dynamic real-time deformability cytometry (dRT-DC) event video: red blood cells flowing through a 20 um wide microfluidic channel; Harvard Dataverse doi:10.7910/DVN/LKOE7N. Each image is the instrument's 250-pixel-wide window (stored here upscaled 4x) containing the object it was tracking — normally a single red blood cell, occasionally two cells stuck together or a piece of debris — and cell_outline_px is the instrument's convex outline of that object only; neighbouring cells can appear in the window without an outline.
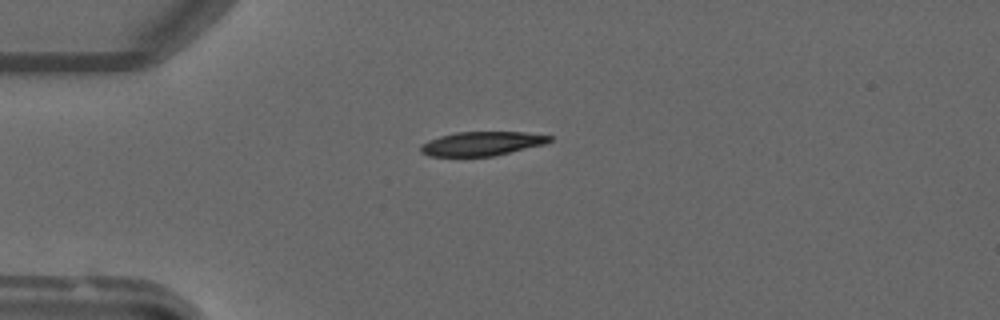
{"species": "common noctule bat (a hibernating species)", "species_latin": "Nyctalus noctula", "temperature_condition": "warm", "stored_images_in_passage": 49, "camera_frame_rate_fps": 3000, "um_per_image_px": 0.085, "animal": {"sex": "male", "forearm_length_mm": 52.5}, "frame": {"image": 1, "passage_image": 13, "time_ms": 4.0, "image_size_px": [1000, 320], "cell_outline_px": [[552, 140], [544, 144], [492, 156], [428, 156], [420, 152], [420, 144], [428, 140], [440, 136], [456, 132], [524, 132], [552, 136]], "centroid_in_image_um": [40.91, 12.2], "position_along_channel_um": 44.1, "area_um2": 17.98}}
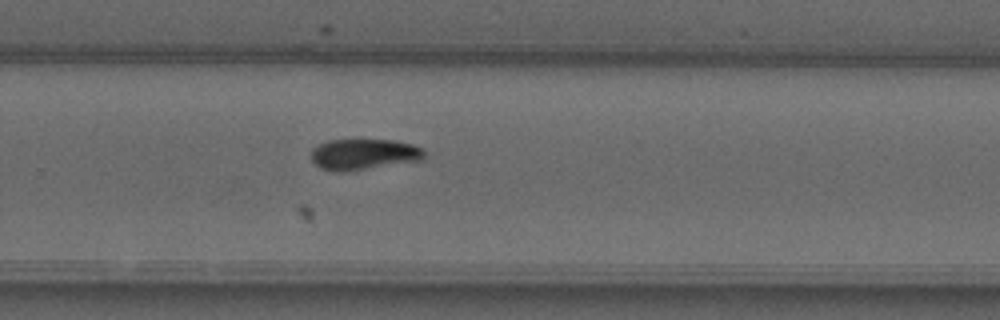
{"frame": {"image": 2, "passage_image": 33, "time_ms": 10.667, "image_size_px": [1000, 320], "cell_outline_px": [[424, 160], [344, 172], [336, 172], [320, 168], [312, 160], [312, 148], [328, 140], [360, 136], [396, 140], [412, 144], [424, 148]], "centroid_in_image_um": [30.94, 13.06], "position_along_channel_um": 298.9, "area_um2": 21.5}}
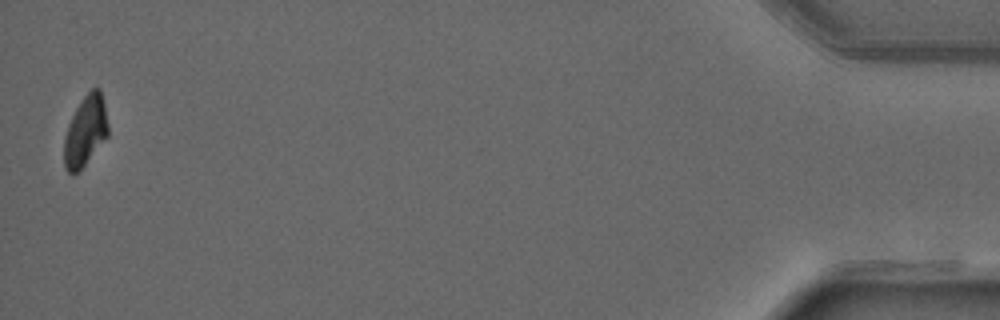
{"frame": {"image": 3, "passage_image": 49, "time_ms": 16.0, "image_size_px": [1000, 320], "cell_outline_px": [[108, 136], [84, 164], [76, 172], [68, 172], [64, 168], [64, 140], [68, 124], [76, 108], [84, 96], [92, 88], [100, 88], [104, 104], [108, 124]], "centroid_in_image_um": [7.26, 11.11], "position_along_channel_um": 427.9, "area_um2": 17.69}}